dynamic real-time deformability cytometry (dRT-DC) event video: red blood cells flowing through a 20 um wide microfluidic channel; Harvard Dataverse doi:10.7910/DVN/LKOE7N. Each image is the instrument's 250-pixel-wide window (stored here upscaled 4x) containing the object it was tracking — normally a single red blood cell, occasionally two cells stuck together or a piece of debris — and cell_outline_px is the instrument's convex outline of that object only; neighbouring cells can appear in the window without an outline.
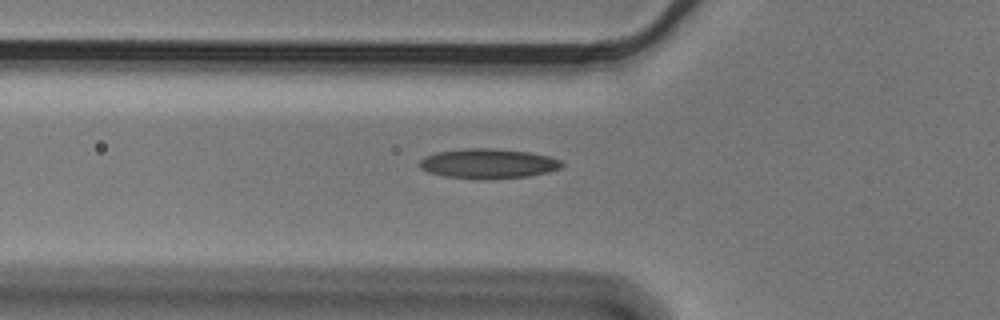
{"species": "Egyptian fruit bat (a non-hibernating species)", "species_latin": "Rousettus aegyptiacus", "temperature_condition": "cold", "stored_images_in_passage": 37, "camera_frame_rate_fps": 3000, "um_per_image_px": 0.085, "animal": {"sex": "male"}, "frame": {"image": 1, "passage_image": 2, "time_ms": 0.333, "image_size_px": [1000, 320], "cell_outline_px": [[564, 164], [560, 168], [548, 172], [528, 176], [484, 180], [480, 180], [444, 176], [428, 172], [420, 168], [420, 160], [424, 156], [436, 152], [464, 148], [496, 148], [528, 152], [548, 156], [560, 160]], "centroid_in_image_um": [41.47, 13.91], "position_along_channel_um": 84.3, "area_um2": 24.91}}
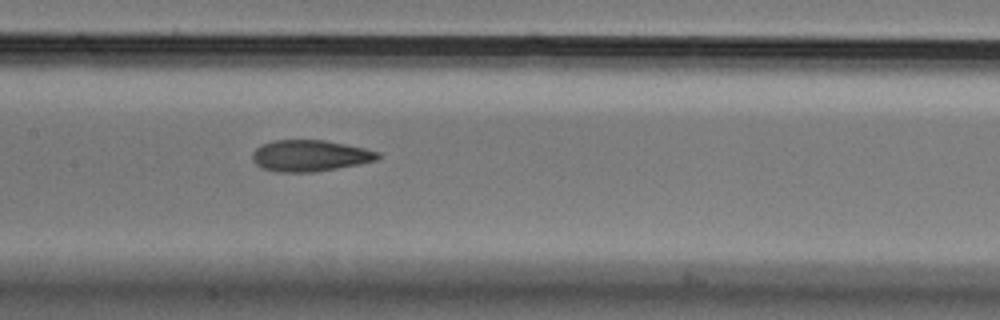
{"frame": {"image": 2, "passage_image": 10, "time_ms": 3.0, "image_size_px": [1000, 320], "cell_outline_px": [[380, 156], [376, 160], [360, 164], [316, 172], [276, 172], [264, 168], [256, 164], [252, 160], [252, 152], [256, 148], [272, 140], [324, 140], [364, 148], [380, 152]], "centroid_in_image_um": [26.34, 13.24], "position_along_channel_um": 181.1, "area_um2": 22.89}}
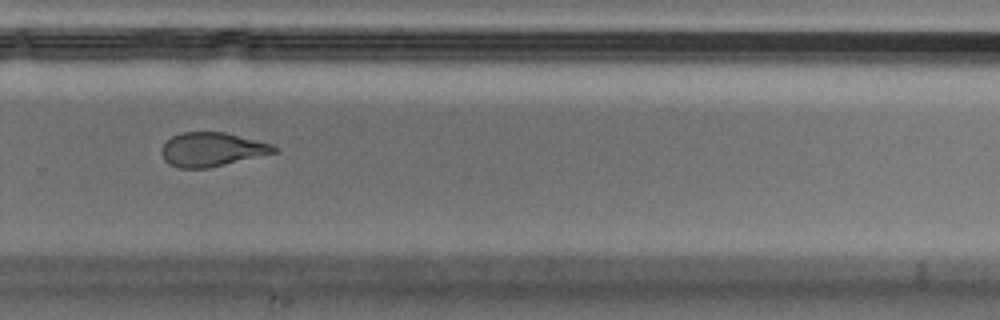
{"frame": {"image": 3, "passage_image": 21, "time_ms": 6.667, "image_size_px": [1000, 320], "cell_outline_px": [[280, 152], [208, 168], [180, 168], [168, 164], [164, 160], [160, 152], [160, 148], [172, 136], [184, 132], [224, 132], [272, 144], [280, 148]], "centroid_in_image_um": [18.03, 12.71], "position_along_channel_um": 311.8, "area_um2": 22.43}}